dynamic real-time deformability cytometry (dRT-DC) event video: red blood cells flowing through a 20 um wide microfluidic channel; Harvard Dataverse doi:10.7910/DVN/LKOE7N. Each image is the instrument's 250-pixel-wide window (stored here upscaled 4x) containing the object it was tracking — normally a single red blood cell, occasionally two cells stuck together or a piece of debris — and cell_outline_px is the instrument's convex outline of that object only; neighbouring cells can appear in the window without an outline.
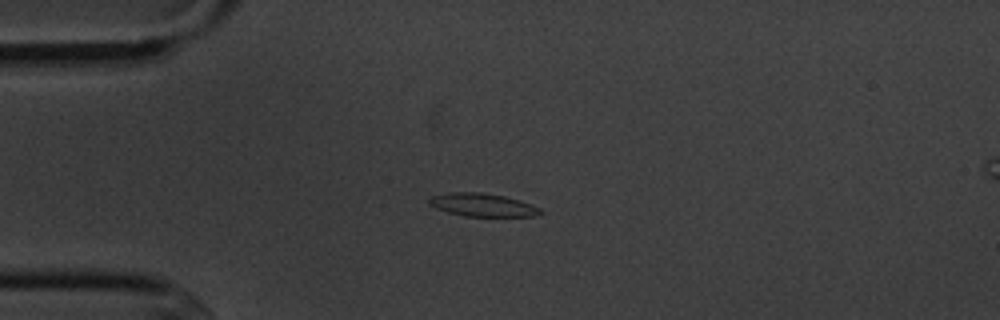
{"species": "common noctule bat (a hibernating species)", "species_latin": "Nyctalus noctula", "temperature_condition": "cold", "stored_images_in_passage": 4, "camera_frame_rate_fps": 3000, "um_per_image_px": 0.085, "animal": {"sex": "male", "body_mass_g": 20.1, "forearm_length_mm": 53.5}, "frame": {"image": 1, "passage_image": 3, "time_ms": 2.333, "image_size_px": [1000, 320], "cell_outline_px": [[544, 212], [536, 216], [464, 216], [448, 212], [436, 208], [428, 204], [428, 200], [432, 196], [448, 192], [480, 192], [504, 196], [532, 204], [540, 208]], "centroid_in_image_um": [41.01, 17.42], "position_along_channel_um": 44.0, "area_um2": 14.97}}